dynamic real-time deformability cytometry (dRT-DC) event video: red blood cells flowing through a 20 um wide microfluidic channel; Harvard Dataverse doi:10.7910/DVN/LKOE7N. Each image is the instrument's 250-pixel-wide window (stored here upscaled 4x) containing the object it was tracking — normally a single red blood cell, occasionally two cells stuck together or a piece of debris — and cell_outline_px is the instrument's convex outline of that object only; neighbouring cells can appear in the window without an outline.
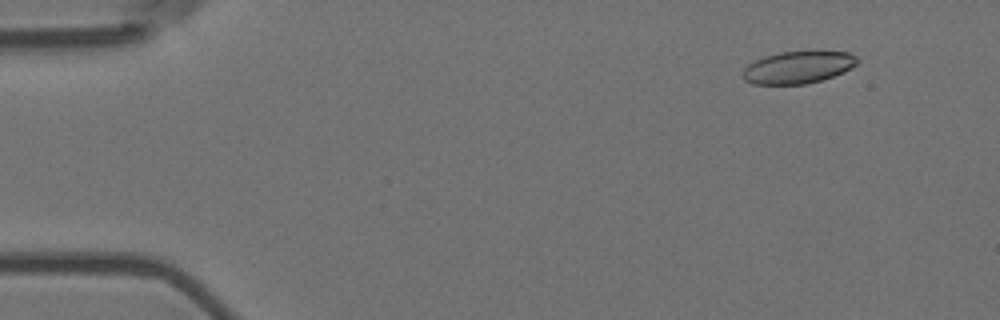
{"species": "Egyptian fruit bat (a non-hibernating species)", "species_latin": "Rousettus aegyptiacus", "temperature_condition": "room temperature", "stored_images_in_passage": 57, "camera_frame_rate_fps": 3000, "um_per_image_px": 0.085, "animal": {"sex": "female"}, "frame": {"image": 1, "passage_image": 6, "time_ms": 1.667, "image_size_px": [1000, 320], "cell_outline_px": [[860, 60], [852, 68], [844, 72], [820, 80], [804, 84], [752, 84], [744, 80], [740, 76], [744, 68], [748, 64], [764, 56], [780, 52], [816, 48], [848, 52], [856, 56]], "centroid_in_image_um": [67.86, 5.67], "position_along_channel_um": 17.1, "area_um2": 22.43}}
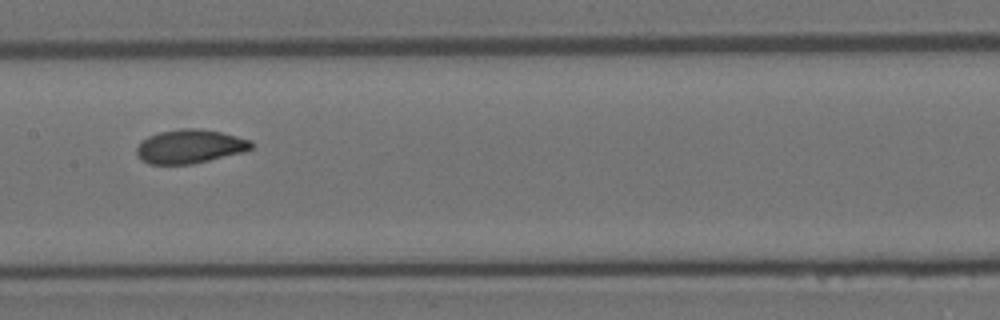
{"frame": {"image": 2, "passage_image": 29, "time_ms": 9.333, "image_size_px": [1000, 320], "cell_outline_px": [[252, 148], [244, 152], [192, 164], [148, 164], [140, 160], [136, 152], [136, 148], [148, 136], [160, 132], [184, 128], [200, 128], [220, 132], [252, 140]], "centroid_in_image_um": [16.14, 12.45], "position_along_channel_um": 191.3, "area_um2": 22.54}}
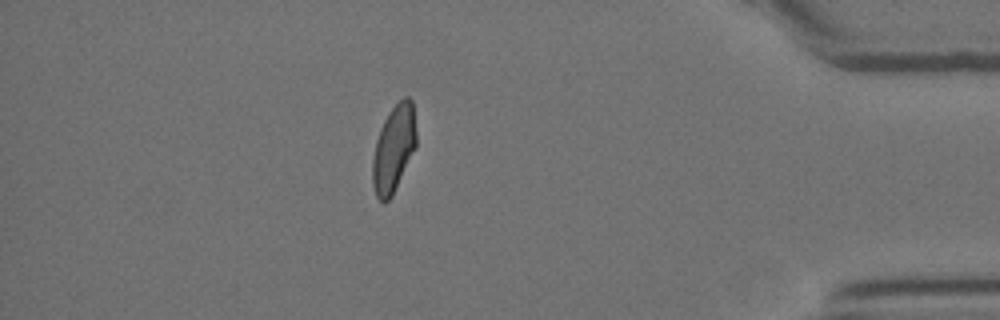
{"frame": {"image": 3, "passage_image": 50, "time_ms": 16.333, "image_size_px": [1000, 320], "cell_outline_px": [[416, 148], [392, 196], [384, 204], [376, 196], [372, 184], [372, 160], [376, 140], [380, 128], [388, 112], [404, 96], [408, 96], [412, 100], [416, 132]], "centroid_in_image_um": [33.46, 12.65], "position_along_channel_um": 401.7, "area_um2": 22.31}, "authors_computed_cell_mechanics": {"area_um2": 22.542, "velocity_mm_per_s": 3.5882, "shape_relaxation_time_tau1_ms": 4.6908, "shape_relaxation_time_tau2_ms": 1.4184, "deformation_change_tau1": 0.1466, "deformation_change_tau2": 0.0656}}